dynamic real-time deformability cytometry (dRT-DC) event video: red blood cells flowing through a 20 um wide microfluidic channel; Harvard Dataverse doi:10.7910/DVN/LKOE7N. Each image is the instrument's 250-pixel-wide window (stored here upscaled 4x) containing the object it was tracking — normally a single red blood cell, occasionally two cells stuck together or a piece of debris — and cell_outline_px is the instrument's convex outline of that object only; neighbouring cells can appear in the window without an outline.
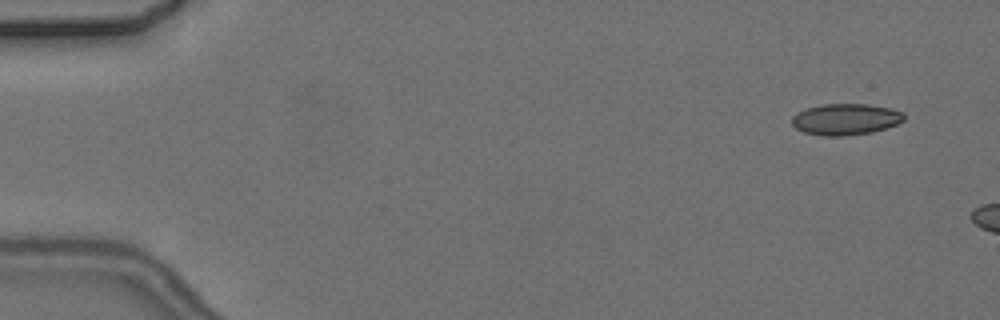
{"species": "common noctule bat (a hibernating species)", "species_latin": "Nyctalus noctula", "temperature_condition": "cold", "stored_images_in_passage": 3, "camera_frame_rate_fps": 3000, "um_per_image_px": 0.085, "animal": {"sex": "female", "body_mass_g": 24.6, "forearm_length_mm": 56.2}, "frame": {"image": 1, "passage_image": 1, "time_ms": 0.0, "image_size_px": [1000, 320], "cell_outline_px": [[904, 120], [896, 124], [872, 132], [844, 136], [824, 136], [804, 132], [796, 128], [792, 124], [792, 116], [796, 112], [820, 104], [868, 104], [888, 108], [904, 112]], "centroid_in_image_um": [71.85, 10.13], "position_along_channel_um": 13.1, "area_um2": 20.4}}